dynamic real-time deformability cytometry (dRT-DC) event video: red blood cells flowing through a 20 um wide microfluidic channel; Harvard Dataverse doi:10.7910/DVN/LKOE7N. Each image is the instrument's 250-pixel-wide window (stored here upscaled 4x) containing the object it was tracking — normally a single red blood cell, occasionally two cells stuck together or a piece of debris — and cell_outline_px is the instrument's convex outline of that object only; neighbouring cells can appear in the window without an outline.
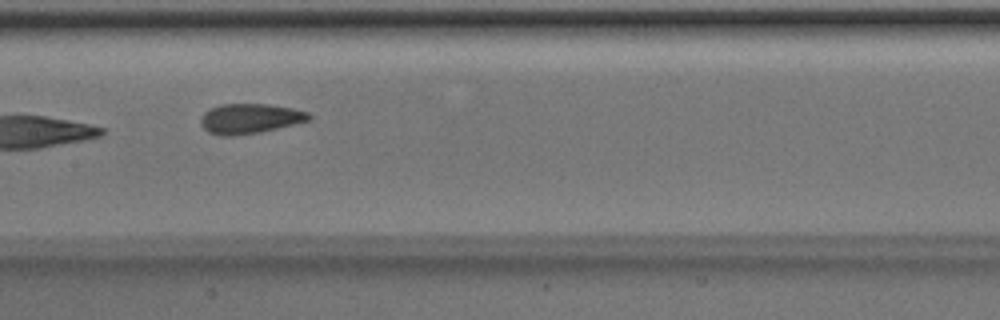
{"species": "Egyptian fruit bat (a non-hibernating species)", "species_latin": "Rousettus aegyptiacus", "temperature_condition": "room temperature", "stored_images_in_passage": 9, "camera_frame_rate_fps": 3000, "um_per_image_px": 0.085, "animal": {"sex": "male"}, "frame": {"image": 1, "passage_image": 8, "time_ms": 2.333, "image_size_px": [1000, 320], "cell_outline_px": [[312, 116], [308, 120], [260, 132], [232, 136], [220, 136], [208, 132], [200, 124], [200, 116], [204, 112], [220, 104], [268, 104], [296, 108], [308, 112]], "centroid_in_image_um": [21.21, 10.07], "position_along_channel_um": 186.2, "area_um2": 18.9}}
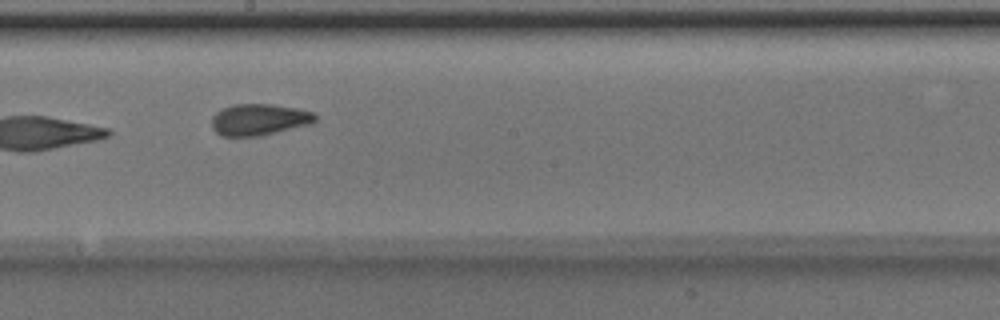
{"frame": {"image": 2, "passage_image": 9, "time_ms": 2.667, "image_size_px": [1000, 320], "cell_outline_px": [[316, 120], [312, 124], [260, 136], [224, 136], [216, 132], [212, 128], [212, 116], [216, 112], [224, 108], [236, 104], [272, 104], [296, 108], [312, 112], [316, 116]], "centroid_in_image_um": [22.03, 10.17], "position_along_channel_um": 226.2, "area_um2": 18.96}}